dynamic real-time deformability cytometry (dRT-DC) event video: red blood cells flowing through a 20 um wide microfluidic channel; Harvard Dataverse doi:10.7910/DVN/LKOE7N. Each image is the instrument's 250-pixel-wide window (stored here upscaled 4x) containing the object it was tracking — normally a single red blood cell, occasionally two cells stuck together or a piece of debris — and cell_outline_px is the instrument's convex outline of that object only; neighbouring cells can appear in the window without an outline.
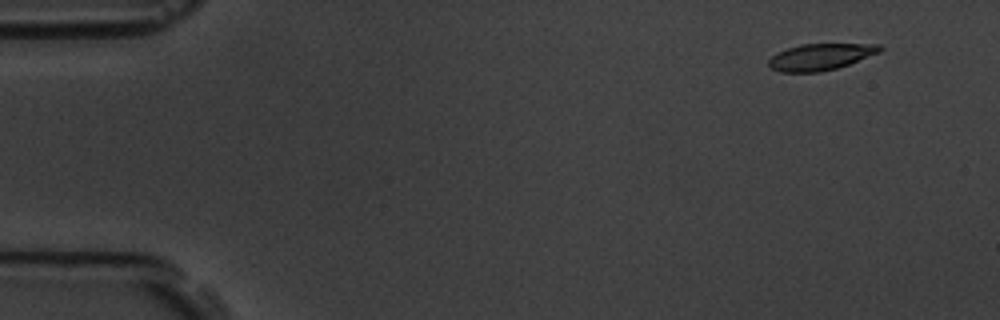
{"species": "common noctule bat (a hibernating species)", "species_latin": "Nyctalus noctula", "temperature_condition": "room temperature", "stored_images_in_passage": 4, "camera_frame_rate_fps": 3000, "um_per_image_px": 0.085, "animal": {"sex": "male", "body_mass_g": 19.5, "forearm_length_mm": 54.6}, "frame": {"image": 1, "passage_image": 1, "time_ms": 0.0, "image_size_px": [1000, 320], "cell_outline_px": [[884, 48], [880, 52], [848, 64], [836, 68], [820, 72], [780, 72], [772, 68], [768, 64], [768, 60], [772, 56], [788, 48], [800, 44], [880, 44]], "centroid_in_image_um": [69.75, 4.83], "position_along_channel_um": 15.2, "area_um2": 16.99}}
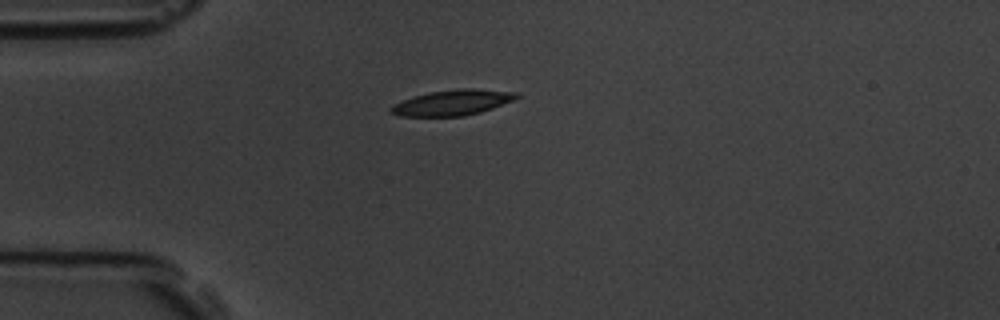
{"frame": {"image": 2, "passage_image": 4, "time_ms": 3.333, "image_size_px": [1000, 320], "cell_outline_px": [[520, 96], [512, 100], [492, 108], [480, 112], [464, 116], [400, 116], [392, 112], [388, 108], [412, 96], [428, 92], [456, 88], [476, 88], [516, 92]], "centroid_in_image_um": [38.47, 8.7], "position_along_channel_um": 46.5, "area_um2": 18.61}}